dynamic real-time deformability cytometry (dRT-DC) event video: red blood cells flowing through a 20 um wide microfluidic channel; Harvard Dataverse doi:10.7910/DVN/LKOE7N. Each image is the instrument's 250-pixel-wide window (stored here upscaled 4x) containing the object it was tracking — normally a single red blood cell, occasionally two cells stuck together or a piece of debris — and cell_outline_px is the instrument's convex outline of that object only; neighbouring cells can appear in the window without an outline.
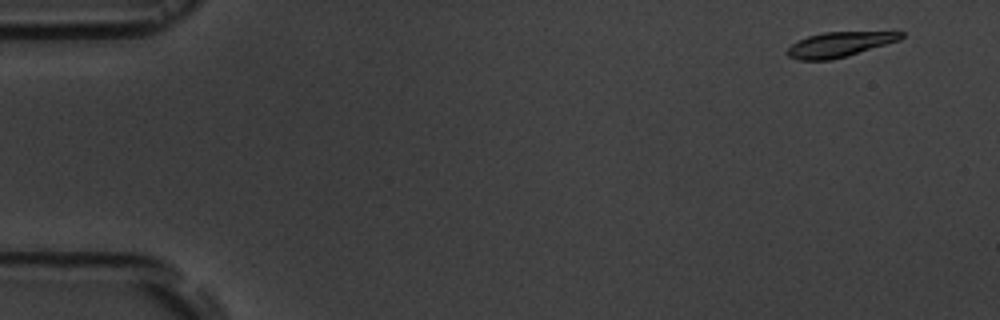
{"species": "common noctule bat (a hibernating species)", "species_latin": "Nyctalus noctula", "temperature_condition": "room temperature", "stored_images_in_passage": 6, "camera_frame_rate_fps": 3000, "um_per_image_px": 0.085, "animal": {"sex": "male", "body_mass_g": 19.5, "forearm_length_mm": 54.6}, "frame": {"image": 1, "passage_image": 1, "time_ms": 0.0, "image_size_px": [1000, 320], "cell_outline_px": [[904, 36], [900, 40], [832, 60], [800, 60], [788, 56], [788, 48], [792, 44], [808, 36], [824, 32], [904, 32]], "centroid_in_image_um": [71.35, 3.78], "position_along_channel_um": 13.6, "area_um2": 16.18}}
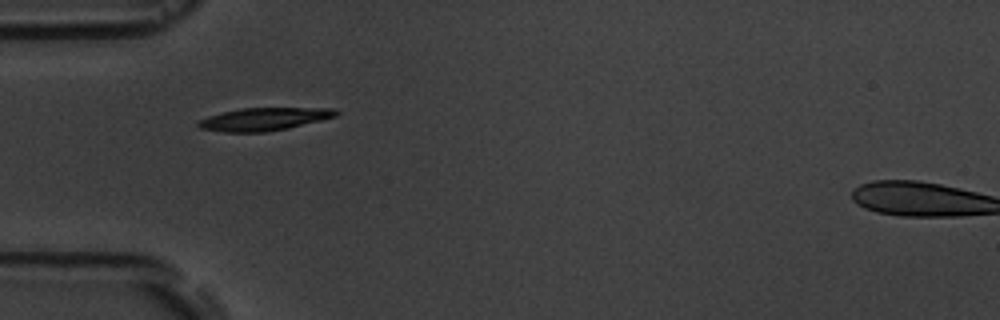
{"frame": {"image": 2, "passage_image": 5, "time_ms": 4.667, "image_size_px": [1000, 320], "cell_outline_px": [[340, 112], [336, 116], [288, 128], [264, 132], [224, 132], [200, 128], [196, 124], [200, 120], [208, 116], [220, 112], [240, 108], [336, 108]], "centroid_in_image_um": [22.43, 10.11], "position_along_channel_um": 62.6, "area_um2": 18.26}}
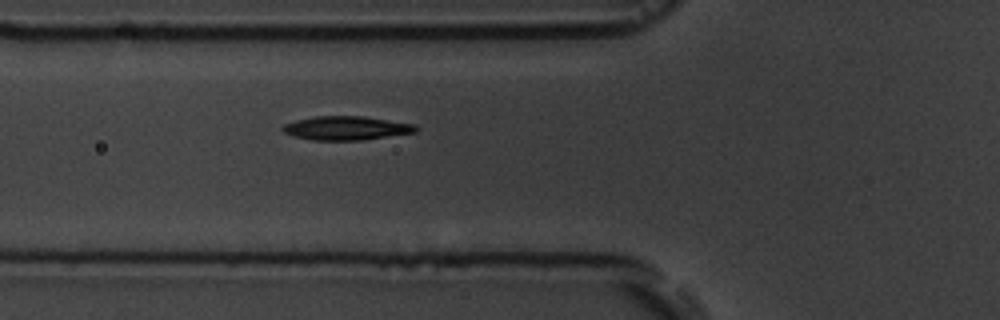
{"frame": {"image": 3, "passage_image": 6, "time_ms": 5.667, "image_size_px": [1000, 320], "cell_outline_px": [[420, 128], [416, 132], [360, 140], [312, 140], [296, 136], [284, 132], [280, 128], [284, 124], [296, 120], [316, 116], [364, 116], [416, 124]], "centroid_in_image_um": [29.47, 10.88], "position_along_channel_um": 96.3, "area_um2": 18.44}}